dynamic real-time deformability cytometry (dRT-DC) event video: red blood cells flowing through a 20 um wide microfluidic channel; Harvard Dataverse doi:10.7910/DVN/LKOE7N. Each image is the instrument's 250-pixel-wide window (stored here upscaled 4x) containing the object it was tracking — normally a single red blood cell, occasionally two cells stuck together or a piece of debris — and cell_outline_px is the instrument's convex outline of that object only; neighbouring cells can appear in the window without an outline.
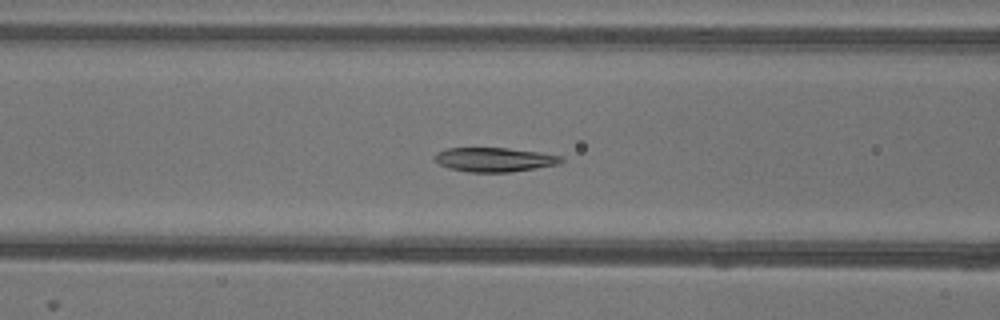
{"species": "common noctule bat (a hibernating species)", "species_latin": "Nyctalus noctula", "temperature_condition": "warm", "stored_images_in_passage": 53, "camera_frame_rate_fps": 3000, "um_per_image_px": 0.085, "animal": {"sex": "female"}, "frame": {"image": 1, "passage_image": 20, "time_ms": 6.333, "image_size_px": [1000, 320], "cell_outline_px": [[564, 160], [560, 164], [512, 172], [468, 172], [448, 168], [432, 160], [432, 156], [436, 152], [448, 148], [508, 148], [540, 152], [560, 156]], "centroid_in_image_um": [41.99, 13.57], "position_along_channel_um": 124.6, "area_um2": 18.03}}
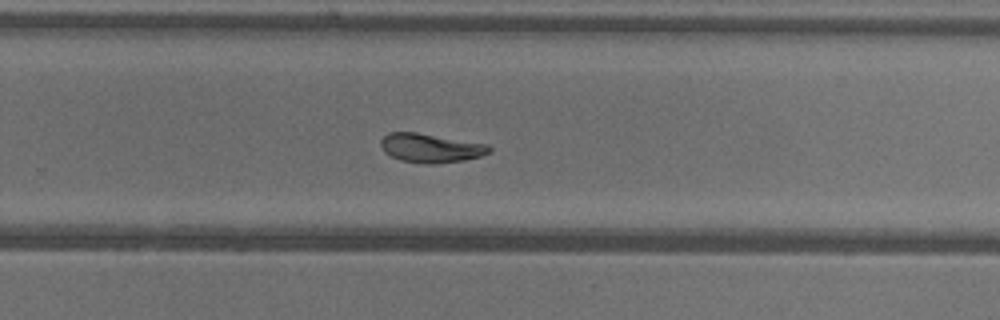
{"frame": {"image": 2, "passage_image": 33, "time_ms": 10.667, "image_size_px": [1000, 320], "cell_outline_px": [[492, 148], [488, 152], [480, 156], [464, 160], [432, 164], [428, 164], [400, 160], [384, 152], [380, 144], [380, 140], [388, 132], [416, 132], [488, 144]], "centroid_in_image_um": [36.58, 12.57], "position_along_channel_um": 293.2, "area_um2": 18.21}}
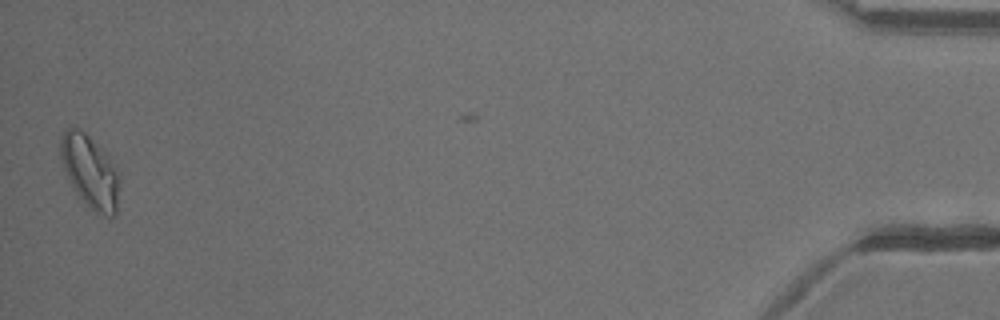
{"frame": {"image": 3, "passage_image": 51, "time_ms": 16.667, "image_size_px": [1000, 320], "cell_outline_px": [[120, 184], [116, 216], [112, 220], [108, 220], [84, 204], [76, 196], [64, 168], [60, 156], [60, 136], [64, 128], [76, 128], [84, 132], [104, 148], [116, 164], [120, 176]], "centroid_in_image_um": [7.7, 14.63], "position_along_channel_um": 427.5, "area_um2": 26.13}, "authors_computed_cell_mechanics": {"area_um2": 18.785, "velocity_mm_per_s": 3.9072, "shape_relaxation_time_tau1_ms": 4.8047, "shape_relaxation_time_tau2_ms": 8.3395, "deformation_change_tau1": 0.162, "deformation_change_tau2": 0.1332}}